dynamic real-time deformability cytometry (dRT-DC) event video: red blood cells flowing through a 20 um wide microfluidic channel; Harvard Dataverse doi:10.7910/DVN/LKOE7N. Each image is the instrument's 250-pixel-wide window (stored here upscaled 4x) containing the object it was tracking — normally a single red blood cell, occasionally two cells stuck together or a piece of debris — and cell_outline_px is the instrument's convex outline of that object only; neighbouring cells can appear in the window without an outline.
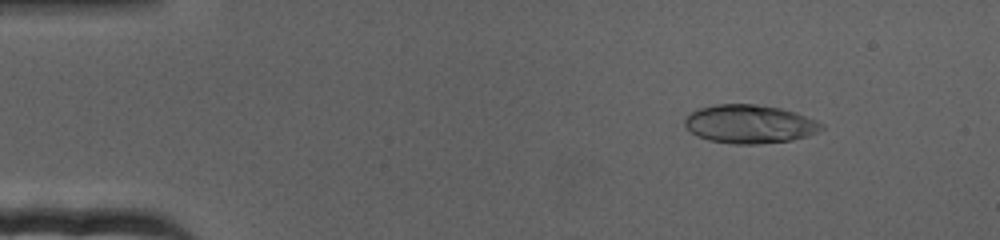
{"species": "human", "species_latin": "Homo sapiens", "temperature_condition": "cold", "stored_images_in_passage": 73, "camera_frame_rate_fps": 3000, "um_per_image_px": 0.085, "donor": {"sex": "female"}, "frame": {"image": 1, "passage_image": 9, "time_ms": 2.667, "image_size_px": [1000, 240], "cell_outline_px": [[824, 128], [816, 132], [804, 136], [788, 140], [760, 144], [732, 144], [708, 140], [696, 136], [684, 124], [684, 120], [692, 112], [700, 108], [716, 104], [756, 104], [780, 108], [816, 120], [824, 124]], "centroid_in_image_um": [63.69, 10.55], "position_along_channel_um": 21.3, "area_um2": 30.35}}
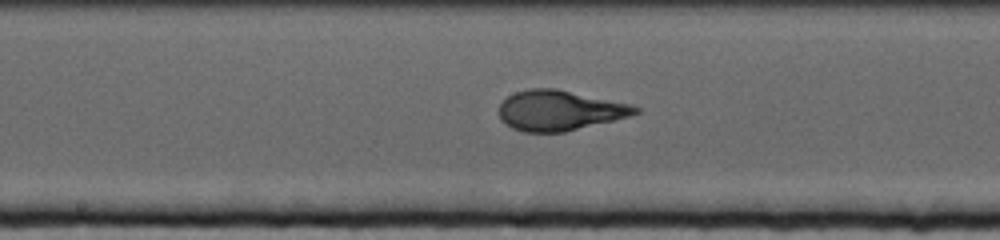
{"frame": {"image": 2, "passage_image": 38, "time_ms": 12.333, "image_size_px": [1000, 240], "cell_outline_px": [[640, 112], [632, 116], [564, 132], [524, 132], [512, 128], [504, 124], [500, 120], [500, 104], [508, 96], [516, 92], [528, 88], [556, 88], [632, 104], [640, 108]], "centroid_in_image_um": [47.58, 9.39], "position_along_channel_um": 200.6, "area_um2": 32.08}}
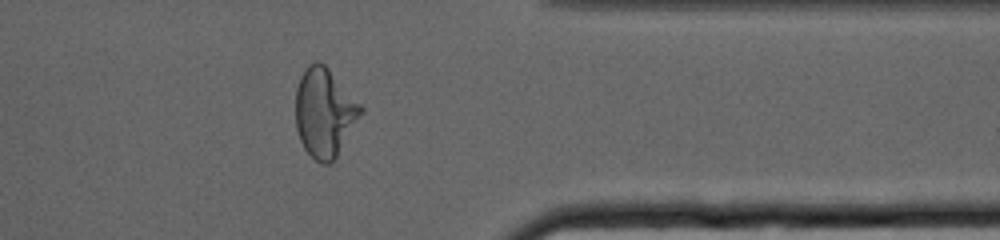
{"frame": {"image": 3, "passage_image": 59, "time_ms": 19.333, "image_size_px": [1000, 240], "cell_outline_px": [[364, 112], [336, 156], [328, 164], [320, 164], [304, 148], [300, 140], [296, 128], [296, 88], [300, 76], [308, 64], [316, 60], [320, 60], [328, 68], [364, 108]], "centroid_in_image_um": [27.57, 9.55], "position_along_channel_um": 383.8, "area_um2": 33.58}}